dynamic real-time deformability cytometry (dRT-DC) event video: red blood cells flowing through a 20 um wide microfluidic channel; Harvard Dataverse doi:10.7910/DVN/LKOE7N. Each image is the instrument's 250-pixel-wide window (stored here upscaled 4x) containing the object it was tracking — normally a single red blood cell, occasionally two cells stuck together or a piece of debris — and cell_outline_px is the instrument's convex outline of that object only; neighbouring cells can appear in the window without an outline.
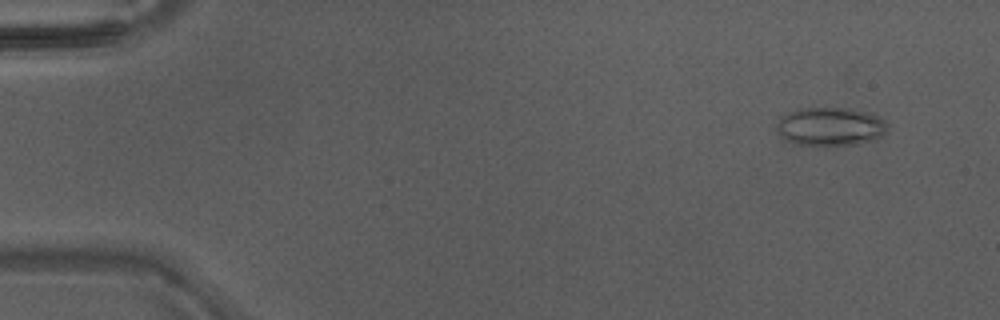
{"species": "Egyptian fruit bat (a non-hibernating species)", "species_latin": "Rousettus aegyptiacus", "temperature_condition": "warm", "stored_images_in_passage": 47, "camera_frame_rate_fps": 3000, "um_per_image_px": 0.085, "animal": {"sex": "male"}, "frame": {"image": 1, "passage_image": 4, "time_ms": 1.0, "image_size_px": [1000, 320], "cell_outline_px": [[888, 128], [876, 140], [860, 144], [828, 148], [796, 144], [784, 140], [776, 132], [776, 124], [788, 112], [800, 108], [852, 108], [872, 112], [884, 120], [888, 124]], "centroid_in_image_um": [70.6, 10.8], "position_along_channel_um": 14.4, "area_um2": 25.89}}
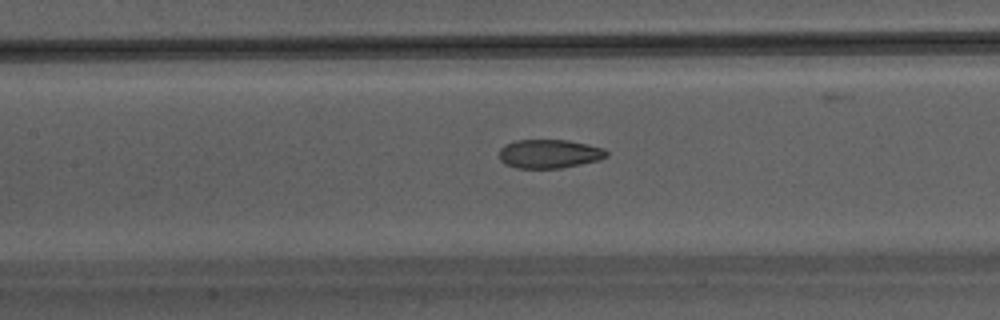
{"frame": {"image": 2, "passage_image": 22, "time_ms": 7.0, "image_size_px": [1000, 320], "cell_outline_px": [[608, 156], [600, 160], [560, 168], [516, 168], [504, 164], [500, 160], [500, 148], [504, 144], [516, 140], [564, 140], [588, 144], [604, 148], [608, 152]], "centroid_in_image_um": [46.68, 13.07], "position_along_channel_um": 160.7, "area_um2": 18.09}}
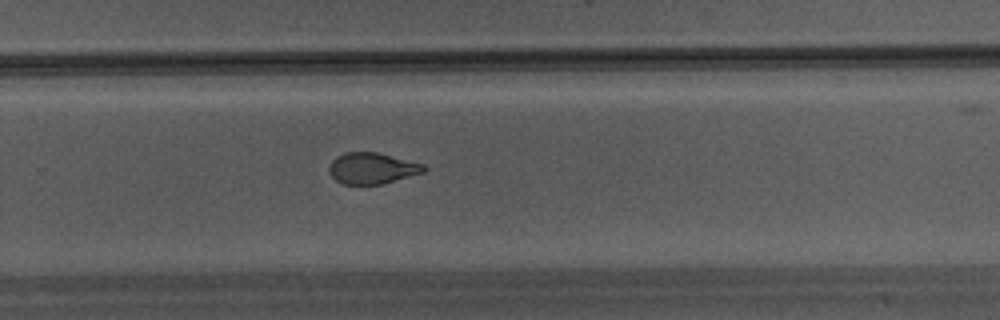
{"frame": {"image": 3, "passage_image": 31, "time_ms": 10.0, "image_size_px": [1000, 320], "cell_outline_px": [[428, 168], [424, 172], [380, 184], [344, 184], [336, 180], [328, 172], [328, 168], [332, 160], [336, 156], [344, 152], [376, 152], [424, 164]], "centroid_in_image_um": [31.6, 14.29], "position_along_channel_um": 298.2, "area_um2": 17.11}}